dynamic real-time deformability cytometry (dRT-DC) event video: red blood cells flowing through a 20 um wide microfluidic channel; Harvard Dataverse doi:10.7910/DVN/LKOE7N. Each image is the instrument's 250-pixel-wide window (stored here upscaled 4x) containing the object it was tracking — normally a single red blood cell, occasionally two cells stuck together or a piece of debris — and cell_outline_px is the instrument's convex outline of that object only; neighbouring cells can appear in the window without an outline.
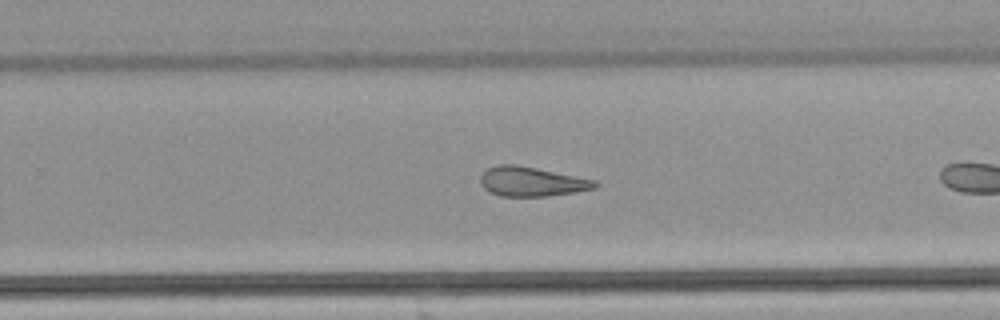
{"species": "common noctule bat (a hibernating species)", "species_latin": "Nyctalus noctula", "temperature_condition": "warm", "stored_images_in_passage": 26, "camera_frame_rate_fps": 3000, "um_per_image_px": 0.085, "animal": {"sex": "male", "body_mass_g": 21.5, "forearm_length_mm": 52.0}, "frame": {"image": 1, "passage_image": 19, "time_ms": 6.0, "image_size_px": [1000, 320], "cell_outline_px": [[600, 184], [596, 188], [576, 192], [548, 196], [500, 196], [484, 188], [480, 184], [480, 176], [488, 168], [496, 164], [516, 164], [596, 180]], "centroid_in_image_um": [45.2, 15.43], "position_along_channel_um": 284.6, "area_um2": 19.71}}
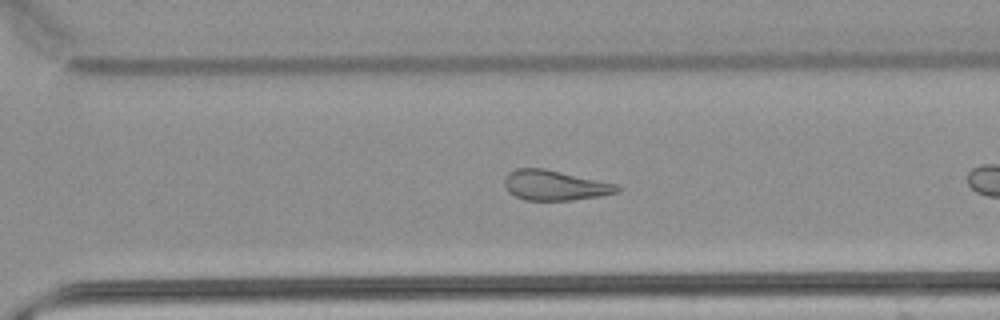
{"frame": {"image": 2, "passage_image": 22, "time_ms": 7.0, "image_size_px": [1000, 320], "cell_outline_px": [[620, 188], [616, 192], [600, 196], [572, 200], [524, 200], [508, 192], [504, 184], [504, 180], [508, 172], [516, 168], [544, 168], [616, 184]], "centroid_in_image_um": [47.1, 15.75], "position_along_channel_um": 323.5, "area_um2": 19.59}}